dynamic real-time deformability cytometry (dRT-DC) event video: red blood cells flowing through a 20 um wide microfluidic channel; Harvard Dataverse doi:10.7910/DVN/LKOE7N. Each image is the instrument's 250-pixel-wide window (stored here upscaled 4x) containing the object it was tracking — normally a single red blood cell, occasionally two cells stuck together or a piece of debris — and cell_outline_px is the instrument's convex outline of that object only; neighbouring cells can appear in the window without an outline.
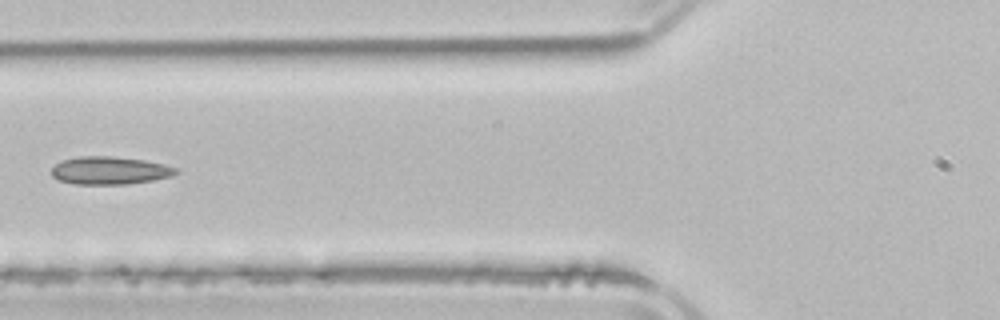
{"species": "common noctule bat (a hibernating species)", "species_latin": "Nyctalus noctula", "temperature_condition": "room temperature", "stored_images_in_passage": 4, "camera_frame_rate_fps": 3000, "um_per_image_px": 0.085, "animal": {"sex": "male", "body_mass_g": 21.5, "forearm_length_mm": 52.0}, "frame": {"image": 1, "passage_image": 4, "time_ms": 5.0, "image_size_px": [1000, 320], "cell_outline_px": [[180, 172], [172, 176], [152, 180], [128, 184], [76, 184], [60, 180], [52, 176], [52, 168], [56, 164], [64, 160], [80, 156], [108, 156], [144, 160], [164, 164], [176, 168]], "centroid_in_image_um": [9.35, 14.49], "position_along_channel_um": 116.4, "area_um2": 20.0}}